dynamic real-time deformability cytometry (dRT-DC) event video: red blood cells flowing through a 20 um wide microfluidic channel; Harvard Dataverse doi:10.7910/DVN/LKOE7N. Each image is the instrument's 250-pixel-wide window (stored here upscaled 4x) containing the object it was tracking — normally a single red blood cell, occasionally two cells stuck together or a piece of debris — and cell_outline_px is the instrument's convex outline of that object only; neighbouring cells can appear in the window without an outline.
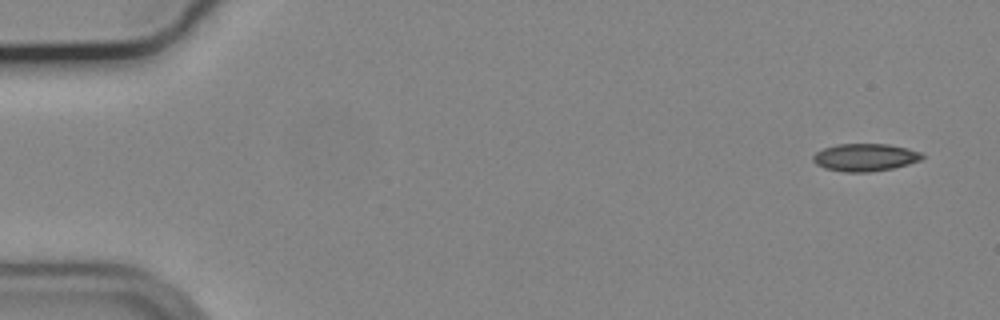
{"species": "common noctule bat (a hibernating species)", "species_latin": "Nyctalus noctula", "temperature_condition": "cold", "stored_images_in_passage": 54, "camera_frame_rate_fps": 3000, "um_per_image_px": 0.085, "animal": {"sex": "male", "body_mass_g": 19.2, "forearm_length_mm": 51.8}, "frame": {"image": 1, "passage_image": 1, "time_ms": 0.0, "image_size_px": [1000, 320], "cell_outline_px": [[924, 156], [920, 160], [908, 164], [892, 168], [868, 172], [844, 172], [824, 168], [816, 164], [812, 160], [812, 156], [816, 152], [824, 148], [836, 144], [888, 144], [908, 148], [920, 152]], "centroid_in_image_um": [73.5, 13.37], "position_along_channel_um": 11.5, "area_um2": 17.51}}
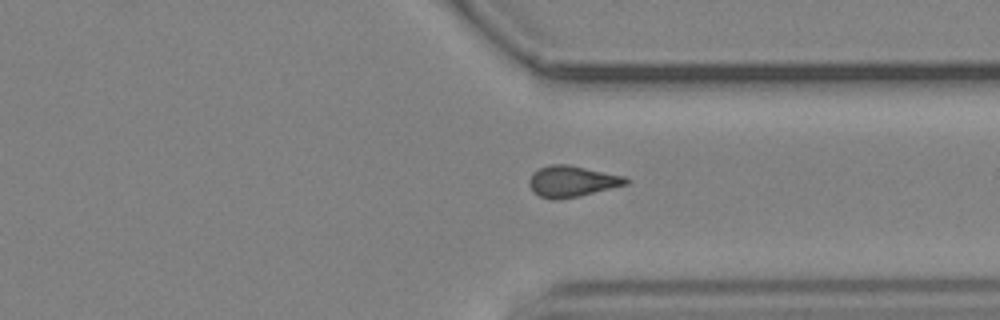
{"frame": {"image": 2, "passage_image": 40, "time_ms": 13.0, "image_size_px": [1000, 320], "cell_outline_px": [[632, 180], [628, 184], [580, 196], [556, 200], [552, 200], [540, 196], [528, 184], [528, 180], [532, 172], [540, 168], [552, 164], [568, 164], [624, 176]], "centroid_in_image_um": [48.64, 15.41], "position_along_channel_um": 362.8, "area_um2": 17.57}}
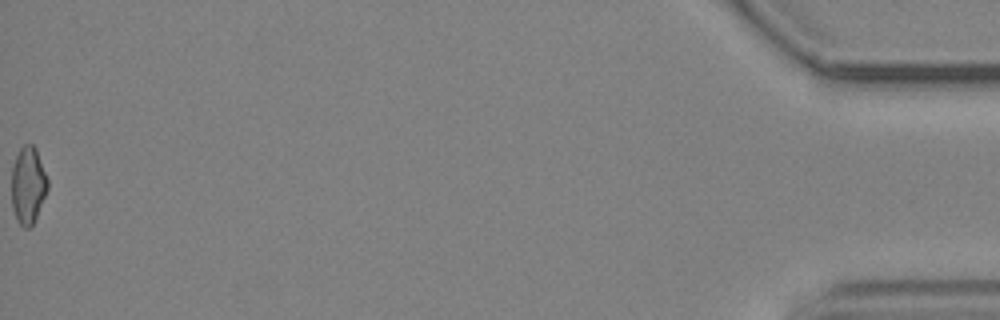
{"frame": {"image": 3, "passage_image": 54, "time_ms": 17.667, "image_size_px": [1000, 320], "cell_outline_px": [[48, 188], [36, 216], [32, 224], [28, 228], [24, 228], [16, 220], [12, 208], [12, 168], [16, 156], [20, 148], [24, 144], [32, 144], [36, 148], [48, 180]], "centroid_in_image_um": [2.37, 15.73], "position_along_channel_um": 432.8, "area_um2": 16.07}, "authors_computed_cell_mechanics": {"area_um2": 17.3689, "velocity_mm_per_s": 3.7095, "shape_relaxation_time_tau1_ms": null, "shape_relaxation_time_tau2_ms": 4.5175, "deformation_change_tau1": null, "deformation_change_tau2": 0.1089}}